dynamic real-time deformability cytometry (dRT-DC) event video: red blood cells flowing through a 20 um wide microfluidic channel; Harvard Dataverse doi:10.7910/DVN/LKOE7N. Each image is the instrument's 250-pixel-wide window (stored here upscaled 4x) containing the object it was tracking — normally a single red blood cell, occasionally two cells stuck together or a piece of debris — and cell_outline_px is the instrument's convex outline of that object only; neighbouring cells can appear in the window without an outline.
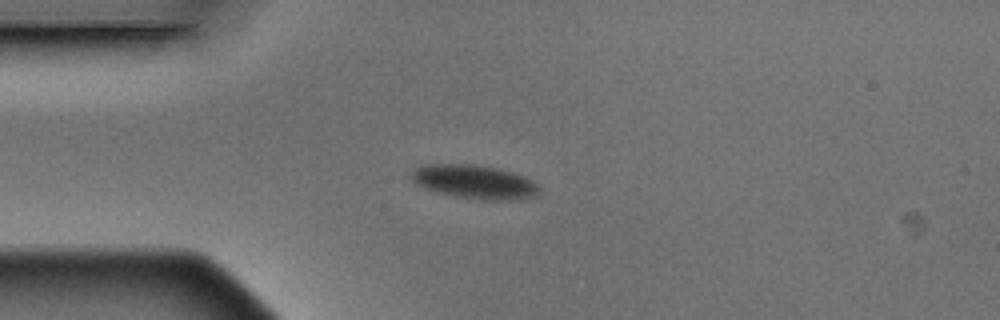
{"species": "Egyptian fruit bat (a non-hibernating species)", "species_latin": "Rousettus aegyptiacus", "temperature_condition": "warm", "stored_images_in_passage": 4, "camera_frame_rate_fps": 3000, "um_per_image_px": 0.085, "animal": {"sex": "male"}, "frame": {"image": 1, "passage_image": 3, "time_ms": 0.667, "image_size_px": [1000, 320], "cell_outline_px": [[540, 188], [536, 196], [520, 200], [480, 200], [456, 196], [436, 192], [416, 184], [412, 180], [412, 168], [424, 164], [472, 164], [496, 168], [524, 176], [532, 180]], "centroid_in_image_um": [40.33, 15.46], "position_along_channel_um": 44.7, "area_um2": 25.26}}
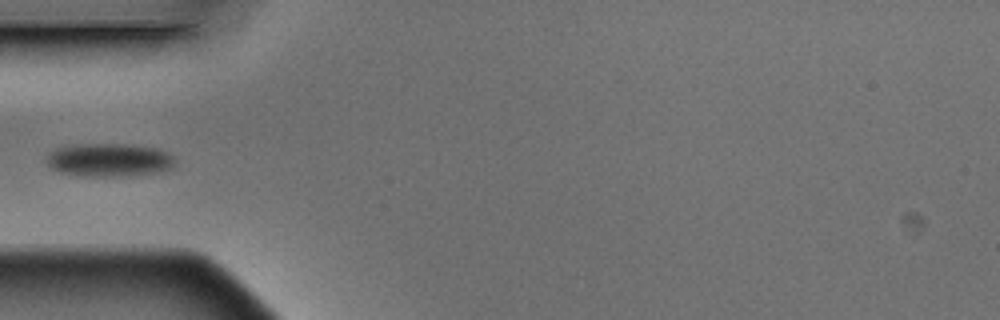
{"frame": {"image": 2, "passage_image": 4, "time_ms": 1.0, "image_size_px": [1000, 320], "cell_outline_px": [[176, 168], [160, 172], [132, 176], [80, 176], [60, 172], [52, 168], [44, 160], [48, 152], [56, 148], [72, 144], [124, 144], [156, 148], [168, 152], [176, 160]], "centroid_in_image_um": [9.3, 13.6], "position_along_channel_um": 75.7, "area_um2": 25.49}}